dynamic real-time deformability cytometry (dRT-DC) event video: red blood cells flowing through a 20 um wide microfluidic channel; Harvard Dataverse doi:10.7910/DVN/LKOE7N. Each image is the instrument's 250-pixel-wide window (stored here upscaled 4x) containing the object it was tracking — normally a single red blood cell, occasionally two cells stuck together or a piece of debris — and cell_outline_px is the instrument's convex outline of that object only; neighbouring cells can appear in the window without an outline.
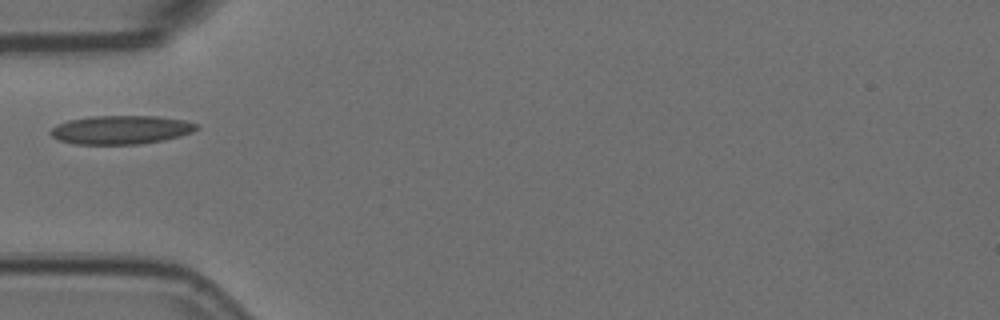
{"species": "Egyptian fruit bat (a non-hibernating species)", "species_latin": "Rousettus aegyptiacus", "temperature_condition": "room temperature", "stored_images_in_passage": 37, "camera_frame_rate_fps": 3000, "um_per_image_px": 0.085, "animal": {"sex": "female"}, "frame": {"image": 1, "passage_image": 1, "time_ms": 0.0, "image_size_px": [1000, 320], "cell_outline_px": [[200, 128], [192, 132], [180, 136], [164, 140], [140, 144], [76, 144], [60, 140], [52, 136], [48, 132], [56, 124], [68, 120], [88, 116], [156, 116], [184, 120], [200, 124]], "centroid_in_image_um": [10.3, 11.03], "position_along_channel_um": 74.7, "area_um2": 24.57}}
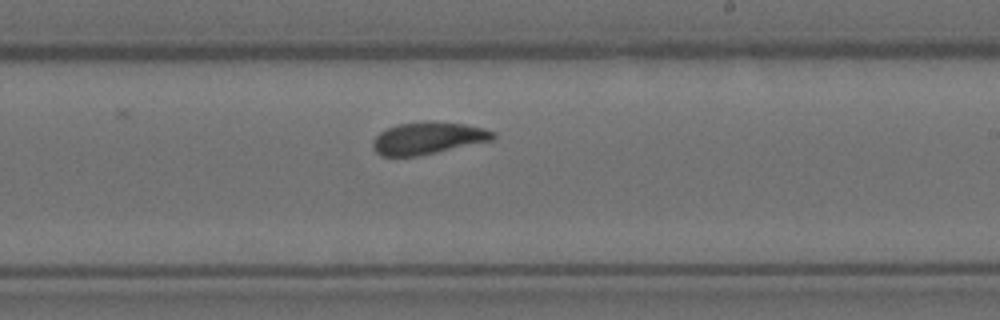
{"frame": {"image": 2, "passage_image": 16, "time_ms": 5.0, "image_size_px": [1000, 320], "cell_outline_px": [[496, 136], [492, 140], [436, 152], [416, 156], [380, 156], [372, 148], [372, 140], [380, 132], [396, 124], [424, 120], [464, 124], [484, 128], [496, 132]], "centroid_in_image_um": [36.34, 11.73], "position_along_channel_um": 252.7, "area_um2": 22.6}}
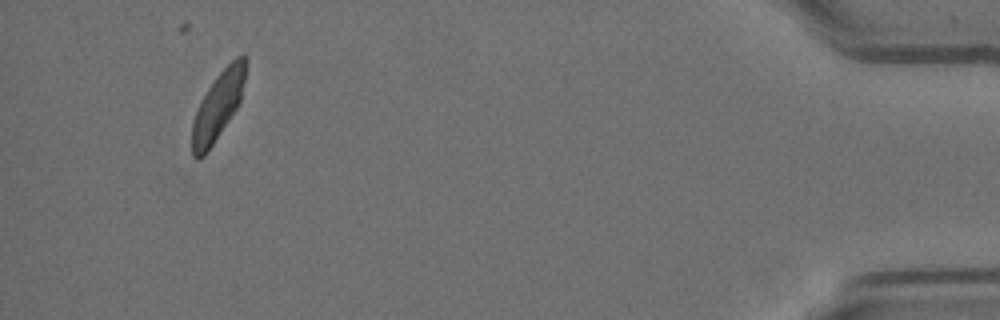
{"frame": {"image": 3, "passage_image": 36, "time_ms": 11.667, "image_size_px": [1000, 320], "cell_outline_px": [[248, 60], [240, 100], [236, 108], [208, 152], [200, 160], [196, 160], [192, 156], [192, 124], [196, 112], [208, 88], [216, 76], [236, 56], [244, 52]], "centroid_in_image_um": [18.53, 9.0], "position_along_channel_um": 416.7, "area_um2": 21.04}}